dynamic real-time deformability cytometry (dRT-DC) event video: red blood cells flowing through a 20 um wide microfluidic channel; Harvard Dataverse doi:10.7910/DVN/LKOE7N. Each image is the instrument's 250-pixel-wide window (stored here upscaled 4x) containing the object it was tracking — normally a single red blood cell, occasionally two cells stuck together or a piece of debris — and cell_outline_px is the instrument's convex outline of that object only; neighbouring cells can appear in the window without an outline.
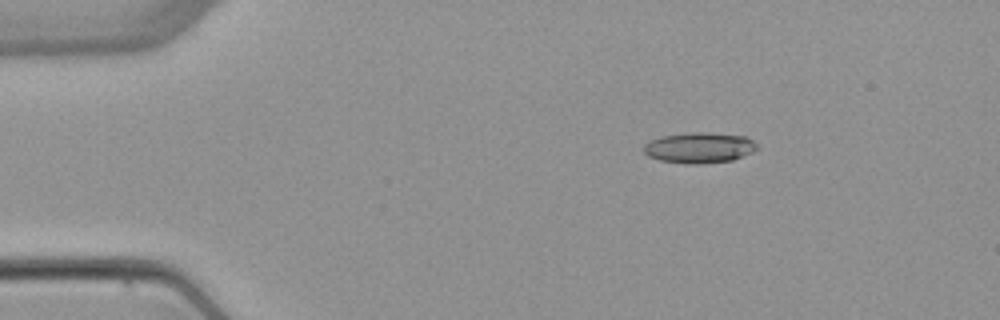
{"species": "common noctule bat (a hibernating species)", "species_latin": "Nyctalus noctula", "temperature_condition": "warm", "stored_images_in_passage": 3, "camera_frame_rate_fps": 3000, "um_per_image_px": 0.085, "animal": {"sex": "female", "body_mass_g": 22.7, "forearm_length_mm": 54.2}, "frame": {"image": 1, "passage_image": 2, "time_ms": 2.333, "image_size_px": [1000, 320], "cell_outline_px": [[760, 148], [752, 152], [732, 160], [700, 164], [692, 164], [660, 160], [648, 156], [644, 152], [644, 144], [660, 136], [692, 132], [708, 132], [744, 136], [752, 140]], "centroid_in_image_um": [59.45, 12.55], "position_along_channel_um": 25.6, "area_um2": 20.17}}